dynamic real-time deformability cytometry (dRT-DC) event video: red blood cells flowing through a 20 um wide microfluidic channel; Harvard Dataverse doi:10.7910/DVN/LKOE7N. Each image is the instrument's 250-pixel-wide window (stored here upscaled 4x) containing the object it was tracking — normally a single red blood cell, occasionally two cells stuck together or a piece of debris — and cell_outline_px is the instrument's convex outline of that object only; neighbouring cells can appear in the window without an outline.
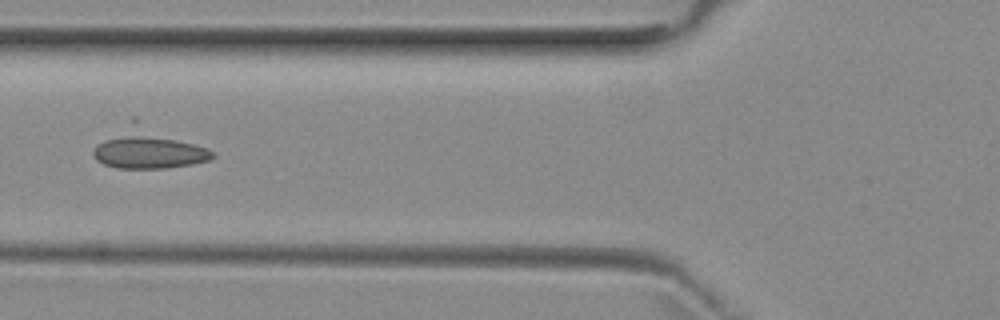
{"species": "common noctule bat (a hibernating species)", "species_latin": "Nyctalus noctula", "temperature_condition": "room temperature", "stored_images_in_passage": 5, "camera_frame_rate_fps": 3000, "um_per_image_px": 0.085, "animal": {"sex": "female", "body_mass_g": 29.2, "forearm_length_mm": 56.3}, "frame": {"image": 1, "passage_image": 3, "time_ms": 3.333, "image_size_px": [1000, 320], "cell_outline_px": [[216, 156], [208, 160], [192, 164], [164, 168], [116, 168], [104, 164], [96, 160], [92, 156], [92, 152], [104, 140], [132, 136], [136, 136], [176, 140], [208, 148], [216, 152]], "centroid_in_image_um": [12.72, 13.0], "position_along_channel_um": 113.1, "area_um2": 21.68}}
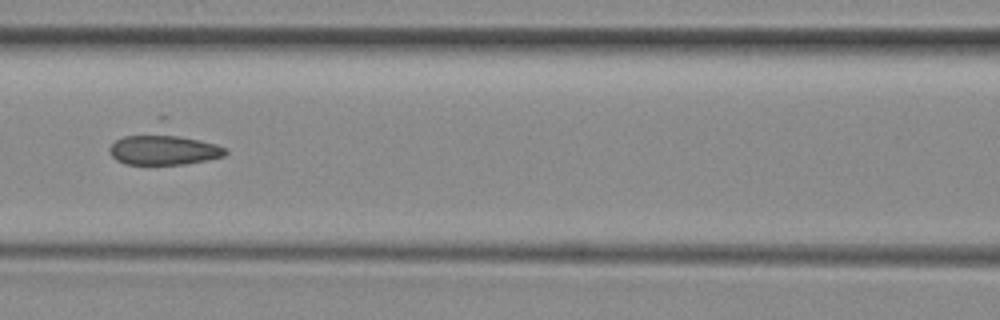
{"frame": {"image": 2, "passage_image": 4, "time_ms": 4.333, "image_size_px": [1000, 320], "cell_outline_px": [[228, 152], [224, 156], [208, 160], [184, 164], [124, 164], [116, 160], [112, 156], [108, 148], [116, 140], [124, 136], [160, 132], [164, 132], [200, 140], [216, 144], [224, 148]], "centroid_in_image_um": [13.89, 12.71], "position_along_channel_um": 152.7, "area_um2": 20.69}}
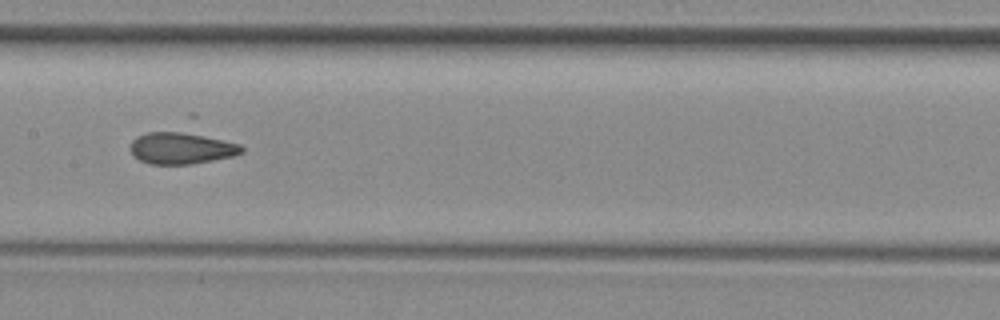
{"frame": {"image": 3, "passage_image": 5, "time_ms": 5.333, "image_size_px": [1000, 320], "cell_outline_px": [[244, 152], [236, 156], [192, 164], [148, 164], [140, 160], [132, 152], [132, 140], [136, 136], [148, 132], [196, 132], [240, 144], [244, 148]], "centroid_in_image_um": [15.5, 12.58], "position_along_channel_um": 191.9, "area_um2": 20.81}}